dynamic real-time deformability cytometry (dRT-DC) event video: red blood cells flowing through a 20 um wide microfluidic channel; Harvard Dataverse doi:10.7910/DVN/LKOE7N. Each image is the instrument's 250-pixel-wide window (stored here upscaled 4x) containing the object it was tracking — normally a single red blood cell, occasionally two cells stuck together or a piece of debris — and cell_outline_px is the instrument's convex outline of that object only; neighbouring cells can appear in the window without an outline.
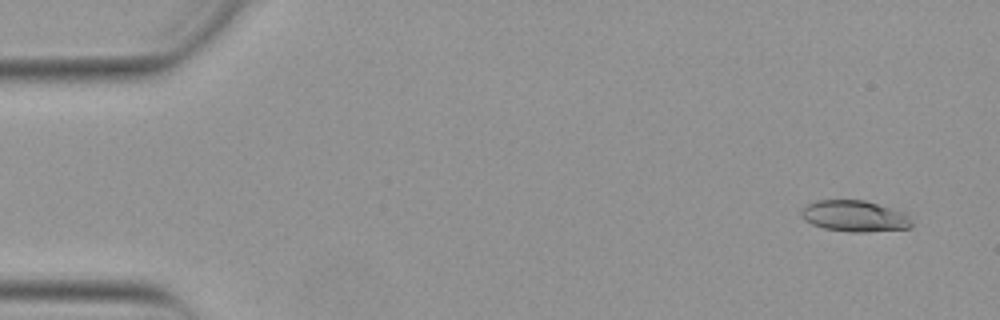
{"species": "Egyptian fruit bat (a non-hibernating species)", "species_latin": "Rousettus aegyptiacus", "temperature_condition": "warm", "stored_images_in_passage": 52, "camera_frame_rate_fps": 3000, "um_per_image_px": 0.085, "animal": {"sex": "female"}, "frame": {"image": 1, "passage_image": 3, "time_ms": 0.667, "image_size_px": [1000, 320], "cell_outline_px": [[912, 228], [864, 232], [852, 232], [824, 228], [812, 224], [804, 220], [800, 216], [800, 212], [804, 204], [816, 200], [864, 200], [904, 212], [908, 216], [912, 224]], "centroid_in_image_um": [72.59, 18.36], "position_along_channel_um": 12.4, "area_um2": 20.17}}
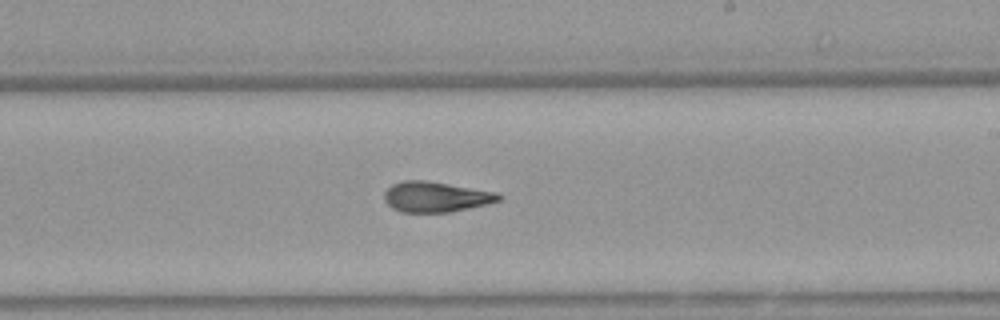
{"frame": {"image": 2, "passage_image": 31, "time_ms": 10.0, "image_size_px": [1000, 320], "cell_outline_px": [[504, 196], [500, 200], [488, 204], [448, 212], [400, 212], [392, 208], [384, 200], [384, 192], [392, 184], [404, 180], [428, 180], [496, 192]], "centroid_in_image_um": [37.04, 16.72], "position_along_channel_um": 252.0, "area_um2": 20.35}}
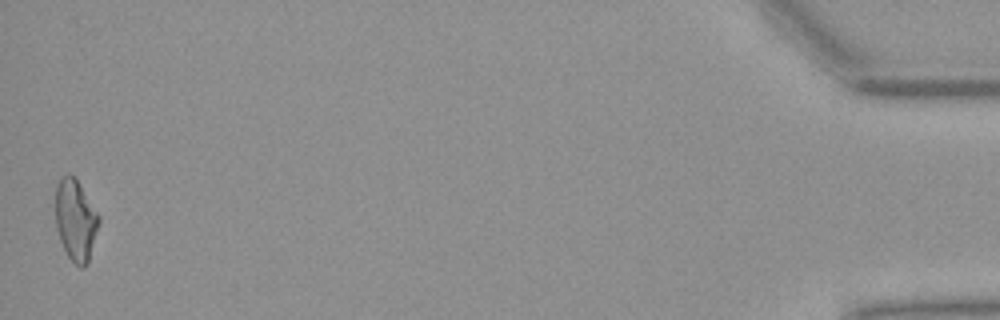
{"frame": {"image": 3, "passage_image": 52, "time_ms": 17.0, "image_size_px": [1000, 320], "cell_outline_px": [[100, 220], [88, 264], [84, 268], [80, 268], [68, 256], [60, 240], [56, 228], [56, 184], [60, 176], [68, 172], [76, 180], [100, 216]], "centroid_in_image_um": [6.42, 18.71], "position_along_channel_um": 428.8, "area_um2": 20.46}, "authors_computed_cell_mechanics": {"area_um2": 20.3456, "velocity_mm_per_s": 3.8864, "shape_relaxation_time_tau1_ms": 9.1587, "shape_relaxation_time_tau2_ms": 2.7131, "deformation_change_tau1": 0.2402, "deformation_change_tau2": 0.1157}}